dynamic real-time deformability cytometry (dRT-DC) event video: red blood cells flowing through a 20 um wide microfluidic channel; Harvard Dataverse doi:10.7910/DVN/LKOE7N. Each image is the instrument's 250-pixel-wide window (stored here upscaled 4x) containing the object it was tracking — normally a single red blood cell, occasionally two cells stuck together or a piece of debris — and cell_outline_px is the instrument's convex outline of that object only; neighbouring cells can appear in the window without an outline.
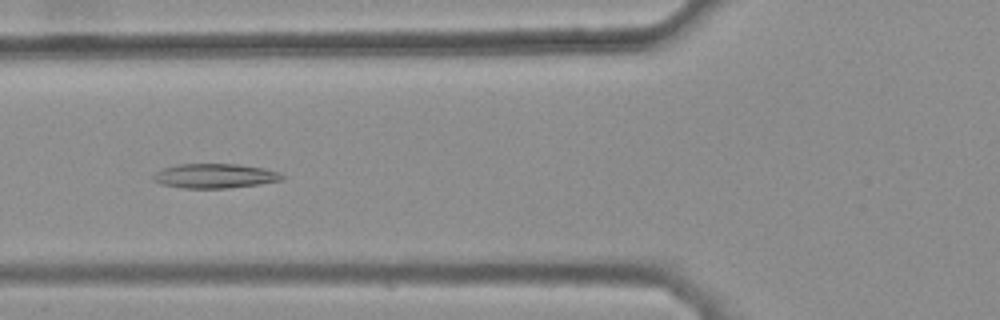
{"species": "common noctule bat (a hibernating species)", "species_latin": "Nyctalus noctula", "temperature_condition": "warm", "stored_images_in_passage": 30, "camera_frame_rate_fps": 3000, "um_per_image_px": 0.085, "animal": {"sex": "female", "body_mass_g": 25.1}, "frame": {"image": 1, "passage_image": 6, "time_ms": 1.667, "image_size_px": [1000, 320], "cell_outline_px": [[284, 180], [260, 184], [228, 188], [184, 188], [160, 184], [152, 180], [152, 176], [156, 172], [164, 168], [180, 164], [240, 164], [264, 168], [276, 172], [284, 176]], "centroid_in_image_um": [18.25, 14.96], "position_along_channel_um": 107.5, "area_um2": 18.38}}
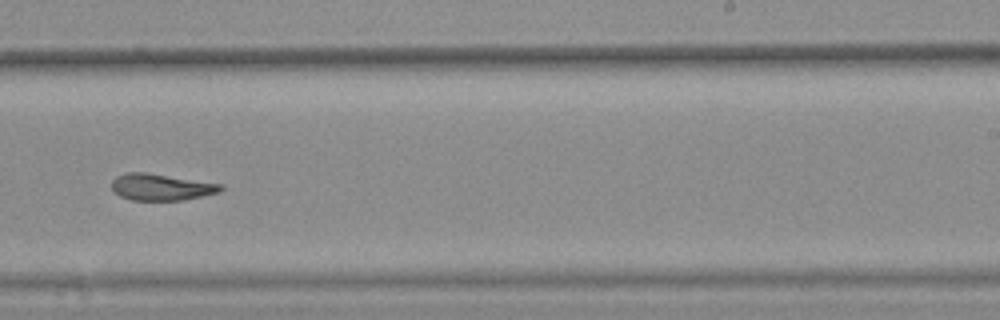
{"frame": {"image": 2, "passage_image": 19, "time_ms": 6.0, "image_size_px": [1000, 320], "cell_outline_px": [[224, 188], [220, 192], [184, 200], [132, 200], [120, 196], [112, 188], [112, 180], [116, 176], [124, 172], [144, 172], [224, 184]], "centroid_in_image_um": [13.72, 15.9], "position_along_channel_um": 275.3, "area_um2": 16.94}}
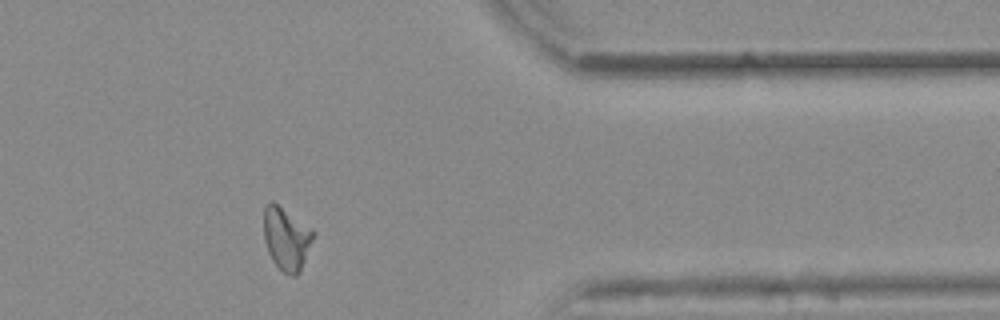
{"frame": {"image": 3, "passage_image": 29, "time_ms": 9.333, "image_size_px": [1000, 320], "cell_outline_px": [[316, 232], [300, 272], [296, 276], [292, 276], [284, 272], [272, 260], [268, 252], [264, 240], [264, 208], [268, 200], [272, 200], [312, 228]], "centroid_in_image_um": [24.35, 20.25], "position_along_channel_um": 387.1, "area_um2": 18.26}, "authors_computed_cell_mechanics": {"area_um2": 17.4556, "velocity_mm_per_s": 3.8772, "shape_relaxation_time_tau1_ms": null, "shape_relaxation_time_tau2_ms": 4.5904, "deformation_change_tau1": null, "deformation_change_tau2": 0.1259}}